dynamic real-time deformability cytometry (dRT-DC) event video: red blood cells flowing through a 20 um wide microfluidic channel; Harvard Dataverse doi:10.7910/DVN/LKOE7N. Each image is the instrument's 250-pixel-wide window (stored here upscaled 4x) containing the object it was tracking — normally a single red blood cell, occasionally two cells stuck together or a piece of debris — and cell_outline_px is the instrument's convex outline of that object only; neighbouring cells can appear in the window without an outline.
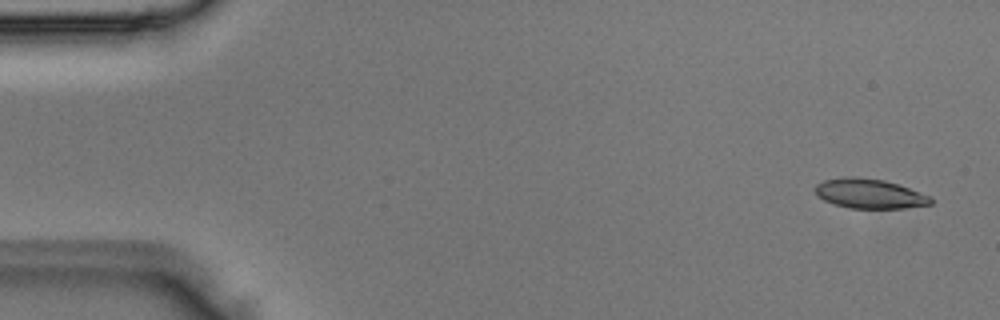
{"species": "Egyptian fruit bat (a non-hibernating species)", "species_latin": "Rousettus aegyptiacus", "temperature_condition": "room temperature", "stored_images_in_passage": 5, "camera_frame_rate_fps": 3000, "um_per_image_px": 0.085, "animal": {"sex": "male"}, "frame": {"image": 1, "passage_image": 1, "time_ms": 0.0, "image_size_px": [1000, 320], "cell_outline_px": [[932, 204], [904, 208], [848, 208], [824, 200], [816, 196], [812, 188], [816, 184], [824, 180], [884, 180], [900, 184], [932, 196]], "centroid_in_image_um": [73.97, 16.51], "position_along_channel_um": 11.0, "area_um2": 19.31}}